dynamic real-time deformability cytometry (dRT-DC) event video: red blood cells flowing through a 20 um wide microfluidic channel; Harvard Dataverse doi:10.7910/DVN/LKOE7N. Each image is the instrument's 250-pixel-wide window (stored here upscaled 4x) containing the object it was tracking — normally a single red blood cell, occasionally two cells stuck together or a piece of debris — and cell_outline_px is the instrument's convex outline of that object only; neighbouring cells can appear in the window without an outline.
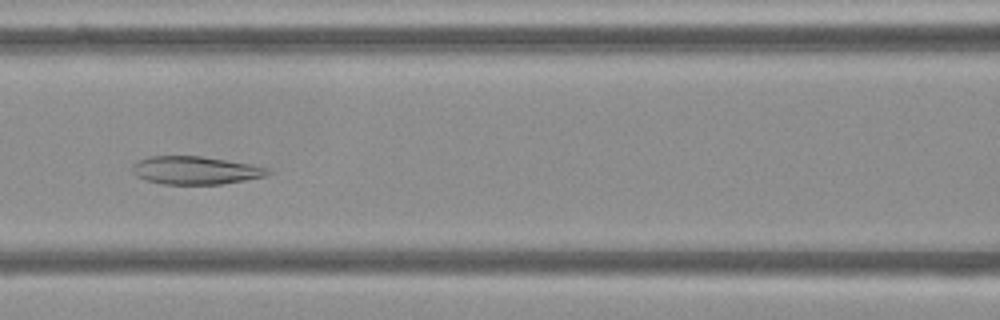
{"species": "Egyptian fruit bat (a non-hibernating species)", "species_latin": "Rousettus aegyptiacus", "temperature_condition": "cold", "stored_images_in_passage": 49, "camera_frame_rate_fps": 3000, "um_per_image_px": 0.085, "frame": {"image": 1, "passage_image": 18, "time_ms": 5.667, "image_size_px": [1000, 320], "cell_outline_px": [[272, 172], [264, 176], [244, 180], [220, 184], [164, 184], [148, 180], [136, 176], [132, 172], [132, 164], [148, 156], [200, 156], [252, 164], [268, 168]], "centroid_in_image_um": [16.6, 14.47], "position_along_channel_um": 150.0, "area_um2": 21.96}}
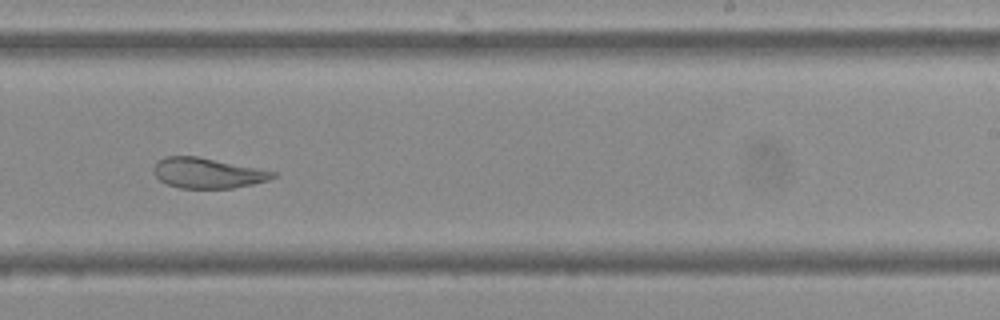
{"frame": {"image": 2, "passage_image": 28, "time_ms": 9.0, "image_size_px": [1000, 320], "cell_outline_px": [[276, 176], [268, 180], [252, 184], [232, 188], [180, 188], [168, 184], [160, 180], [152, 172], [152, 168], [156, 160], [164, 156], [196, 156], [276, 172]], "centroid_in_image_um": [17.57, 14.7], "position_along_channel_um": 271.4, "area_um2": 20.92}}
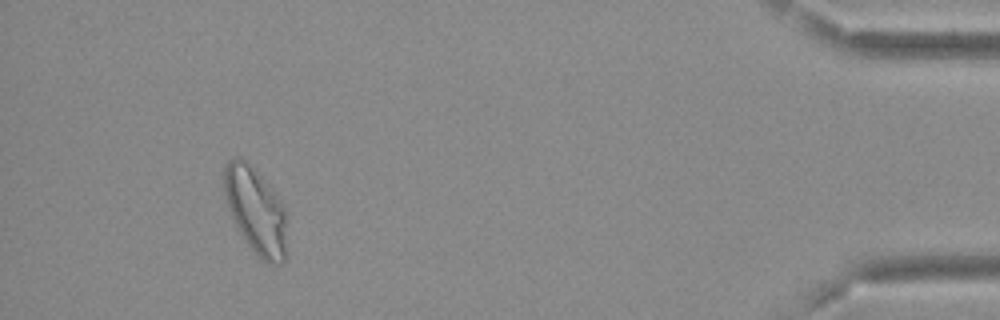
{"frame": {"image": 3, "passage_image": 45, "time_ms": 14.667, "image_size_px": [1000, 320], "cell_outline_px": [[288, 216], [284, 260], [280, 264], [268, 264], [244, 240], [228, 208], [220, 176], [228, 160], [240, 156], [272, 188], [284, 204]], "centroid_in_image_um": [21.74, 17.87], "position_along_channel_um": 413.5, "area_um2": 31.79}, "authors_computed_cell_mechanics": {"area_um2": 26.9926, "velocity_mm_per_s": 3.6487, "shape_relaxation_time_tau1_ms": null, "shape_relaxation_time_tau2_ms": 3.3265, "deformation_change_tau1": null, "deformation_change_tau2": 0.0809}}